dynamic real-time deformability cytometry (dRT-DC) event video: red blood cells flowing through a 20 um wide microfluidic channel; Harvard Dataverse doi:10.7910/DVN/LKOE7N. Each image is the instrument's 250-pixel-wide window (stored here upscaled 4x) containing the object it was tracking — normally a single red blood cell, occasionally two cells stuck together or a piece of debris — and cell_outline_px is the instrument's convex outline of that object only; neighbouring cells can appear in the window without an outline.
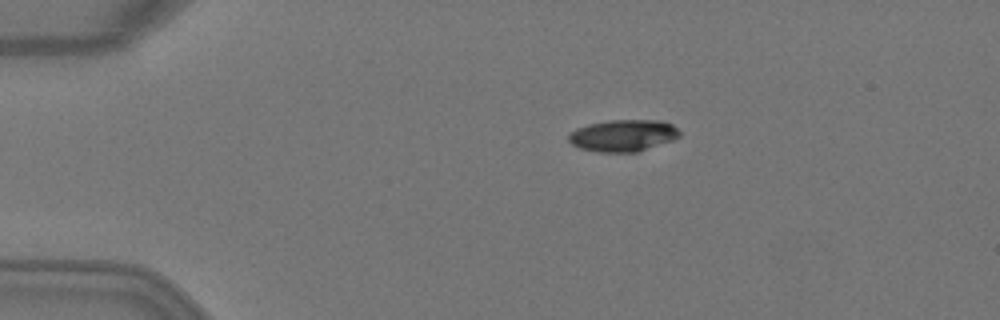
{"species": "Egyptian fruit bat (a non-hibernating species)", "species_latin": "Rousettus aegyptiacus", "temperature_condition": "warm", "stored_images_in_passage": 3, "camera_frame_rate_fps": 3000, "um_per_image_px": 0.085, "animal": {"sex": "female"}, "frame": {"image": 1, "passage_image": 2, "time_ms": 0.333, "image_size_px": [1000, 320], "cell_outline_px": [[680, 136], [672, 140], [636, 152], [600, 152], [580, 148], [572, 144], [568, 140], [568, 136], [576, 128], [588, 124], [608, 120], [660, 120], [672, 124], [680, 132]], "centroid_in_image_um": [52.96, 11.51], "position_along_channel_um": 32.0, "area_um2": 20.46}}